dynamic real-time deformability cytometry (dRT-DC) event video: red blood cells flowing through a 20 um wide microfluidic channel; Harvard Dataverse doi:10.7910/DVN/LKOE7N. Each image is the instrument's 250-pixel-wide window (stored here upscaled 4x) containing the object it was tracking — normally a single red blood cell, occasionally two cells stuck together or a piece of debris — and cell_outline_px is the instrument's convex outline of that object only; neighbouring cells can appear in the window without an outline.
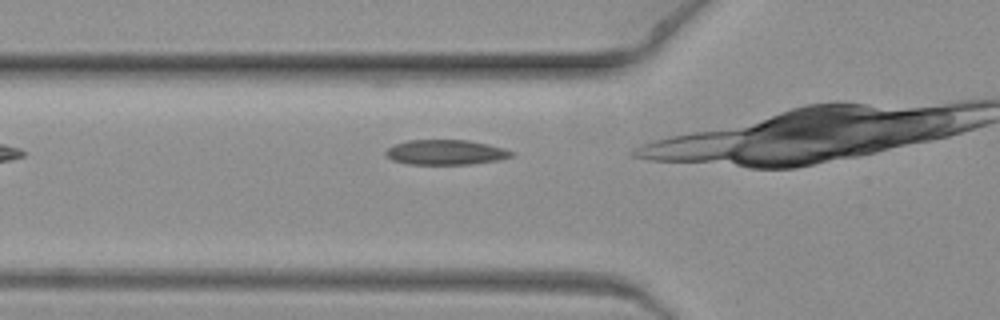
{"species": "common noctule bat (a hibernating species)", "species_latin": "Nyctalus noctula", "temperature_condition": "warm", "stored_images_in_passage": 3, "segment_of_instrument_passage": [2, 2], "camera_frame_rate_fps": 3000, "um_per_image_px": 0.085, "animal": {"sex": "female", "body_mass_g": 19.3, "forearm_length_mm": 54.1}, "frame": {"image": 1, "passage_image": 3, "time_ms": 0.667, "image_size_px": [1000, 320], "cell_outline_px": [[512, 156], [500, 160], [468, 164], [408, 164], [392, 160], [384, 152], [388, 148], [396, 144], [408, 140], [468, 140], [488, 144], [504, 148], [512, 152]], "centroid_in_image_um": [37.88, 12.94], "position_along_channel_um": 87.9, "area_um2": 18.15}}